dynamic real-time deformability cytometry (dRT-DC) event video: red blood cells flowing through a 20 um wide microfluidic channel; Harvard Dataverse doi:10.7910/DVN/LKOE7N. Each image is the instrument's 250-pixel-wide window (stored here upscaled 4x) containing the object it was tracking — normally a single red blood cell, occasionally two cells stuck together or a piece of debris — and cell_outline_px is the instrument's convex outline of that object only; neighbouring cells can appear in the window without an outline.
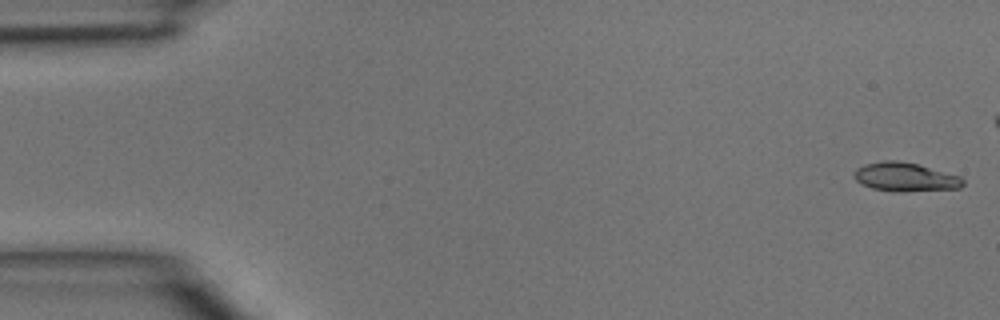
{"species": "common noctule bat (a hibernating species)", "species_latin": "Nyctalus noctula", "temperature_condition": "room temperature", "stored_images_in_passage": 39, "camera_frame_rate_fps": 3000, "um_per_image_px": 0.085, "animal": {"sex": "male", "body_mass_g": 15.6}, "frame": {"image": 1, "passage_image": 1, "time_ms": 0.0, "image_size_px": [1000, 320], "cell_outline_px": [[964, 184], [960, 188], [892, 192], [872, 188], [856, 180], [856, 168], [864, 164], [884, 160], [896, 160], [916, 164], [960, 176], [964, 180]], "centroid_in_image_um": [76.95, 15.04], "position_along_channel_um": 8.0, "area_um2": 17.98}}
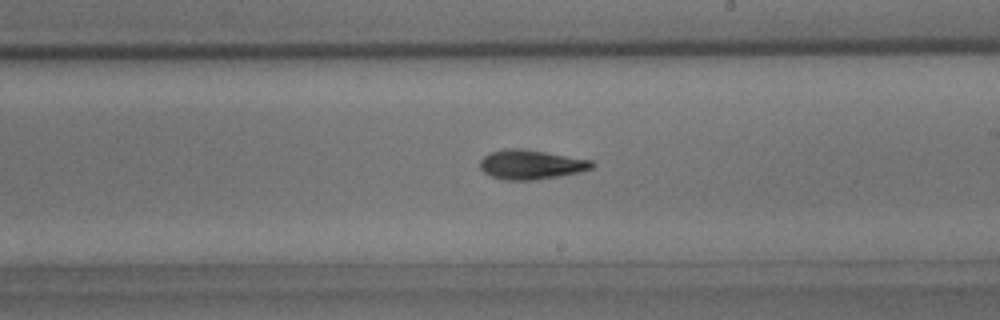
{"frame": {"image": 2, "passage_image": 26, "time_ms": 8.333, "image_size_px": [1000, 320], "cell_outline_px": [[596, 164], [592, 168], [580, 172], [560, 176], [536, 180], [504, 180], [492, 176], [484, 172], [480, 168], [480, 160], [488, 152], [504, 148], [520, 148], [592, 160]], "centroid_in_image_um": [45.12, 13.99], "position_along_channel_um": 243.9, "area_um2": 19.31}}
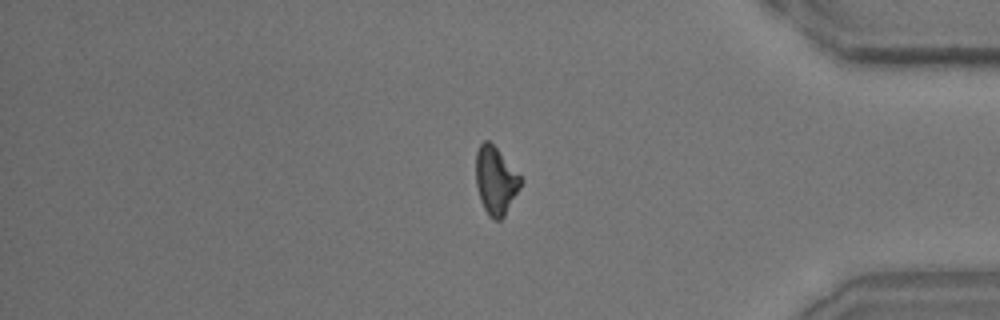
{"frame": {"image": 3, "passage_image": 38, "time_ms": 12.333, "image_size_px": [1000, 320], "cell_outline_px": [[524, 180], [504, 216], [500, 220], [496, 220], [488, 216], [480, 200], [476, 184], [476, 152], [480, 144], [484, 140], [488, 140], [496, 148]], "centroid_in_image_um": [42.12, 15.36], "position_along_channel_um": 393.1, "area_um2": 17.51}}